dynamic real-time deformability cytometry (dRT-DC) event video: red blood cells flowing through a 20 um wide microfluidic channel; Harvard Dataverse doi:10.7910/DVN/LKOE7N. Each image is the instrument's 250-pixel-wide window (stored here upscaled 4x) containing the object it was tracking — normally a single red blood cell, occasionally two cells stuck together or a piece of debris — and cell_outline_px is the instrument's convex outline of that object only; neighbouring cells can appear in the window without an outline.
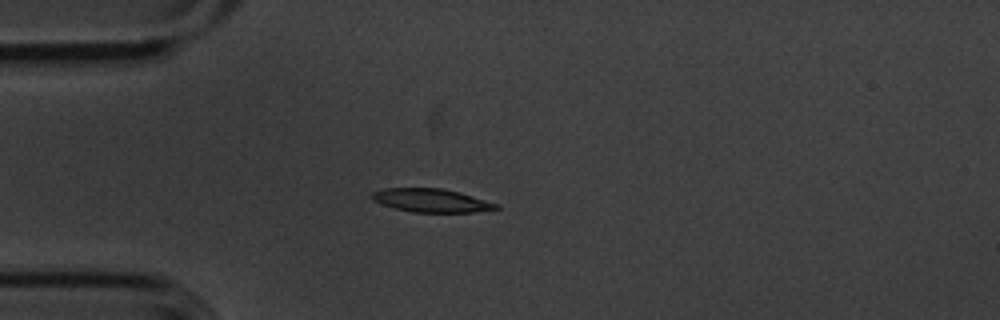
{"species": "common noctule bat (a hibernating species)", "species_latin": "Nyctalus noctula", "temperature_condition": "cold", "stored_images_in_passage": 8, "camera_frame_rate_fps": 3000, "um_per_image_px": 0.085, "animal": {"sex": "male", "body_mass_g": 20.1, "forearm_length_mm": 53.5}, "frame": {"image": 1, "passage_image": 1, "time_ms": 0.0, "image_size_px": [1000, 320], "cell_outline_px": [[500, 208], [472, 212], [412, 212], [396, 208], [372, 200], [372, 192], [384, 188], [440, 188], [472, 196], [500, 204]], "centroid_in_image_um": [36.66, 17.04], "position_along_channel_um": 48.3, "area_um2": 16.65}}
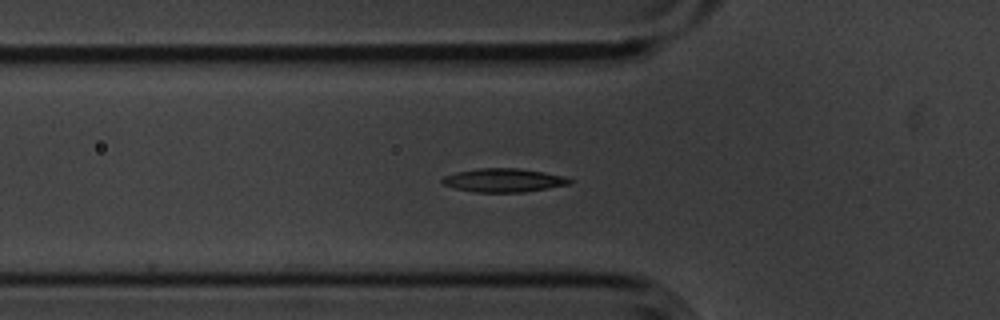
{"frame": {"image": 2, "passage_image": 5, "time_ms": 1.333, "image_size_px": [1000, 320], "cell_outline_px": [[572, 184], [524, 192], [476, 192], [456, 188], [444, 184], [440, 180], [444, 176], [456, 172], [476, 168], [516, 168], [544, 172], [560, 176], [572, 180]], "centroid_in_image_um": [42.79, 15.32], "position_along_channel_um": 83.0, "area_um2": 17.34}}
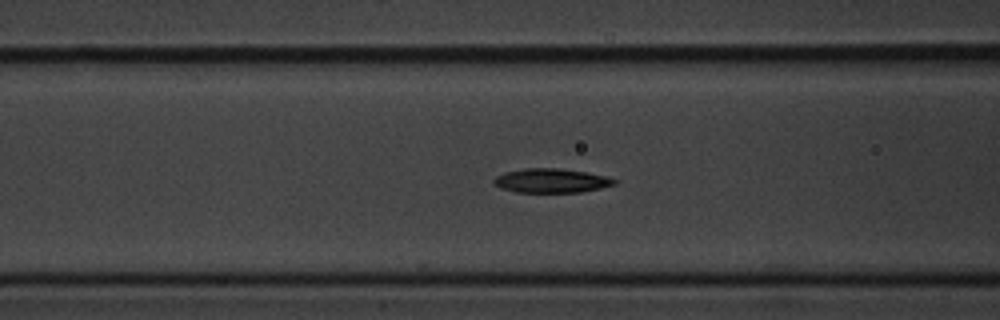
{"frame": {"image": 3, "passage_image": 8, "time_ms": 2.333, "image_size_px": [1000, 320], "cell_outline_px": [[616, 184], [600, 188], [580, 192], [516, 192], [500, 188], [492, 180], [496, 176], [504, 172], [524, 168], [560, 168], [608, 176], [616, 180]], "centroid_in_image_um": [46.85, 15.35], "position_along_channel_um": 119.8, "area_um2": 16.94}}